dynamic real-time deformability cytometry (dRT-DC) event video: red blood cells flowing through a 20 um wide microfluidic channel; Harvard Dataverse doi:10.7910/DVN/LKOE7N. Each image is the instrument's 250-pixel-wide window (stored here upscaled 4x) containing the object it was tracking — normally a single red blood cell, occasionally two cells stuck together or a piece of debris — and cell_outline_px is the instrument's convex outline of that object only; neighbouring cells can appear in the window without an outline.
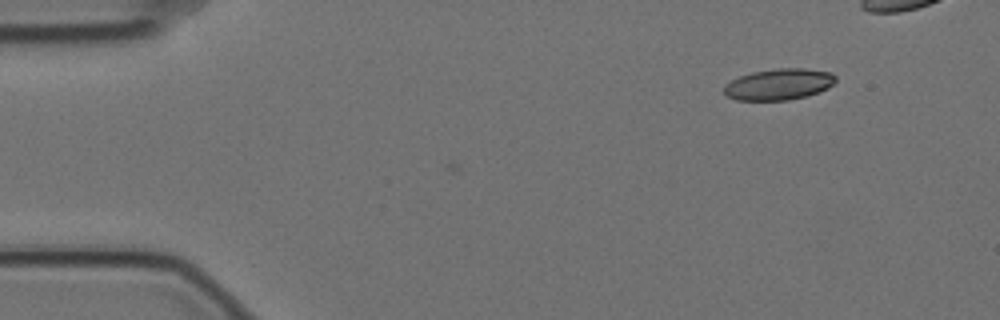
{"species": "Egyptian fruit bat (a non-hibernating species)", "species_latin": "Rousettus aegyptiacus", "temperature_condition": "cold", "stored_images_in_passage": 4, "camera_frame_rate_fps": 3000, "um_per_image_px": 0.085, "animal": {"sex": "female"}, "frame": {"image": 1, "passage_image": 1, "time_ms": 0.0, "image_size_px": [1000, 320], "cell_outline_px": [[836, 80], [828, 88], [820, 92], [788, 100], [736, 100], [728, 96], [724, 92], [724, 84], [740, 76], [752, 72], [776, 68], [804, 68], [832, 72], [836, 76]], "centroid_in_image_um": [66.22, 7.16], "position_along_channel_um": 18.8, "area_um2": 20.35}}